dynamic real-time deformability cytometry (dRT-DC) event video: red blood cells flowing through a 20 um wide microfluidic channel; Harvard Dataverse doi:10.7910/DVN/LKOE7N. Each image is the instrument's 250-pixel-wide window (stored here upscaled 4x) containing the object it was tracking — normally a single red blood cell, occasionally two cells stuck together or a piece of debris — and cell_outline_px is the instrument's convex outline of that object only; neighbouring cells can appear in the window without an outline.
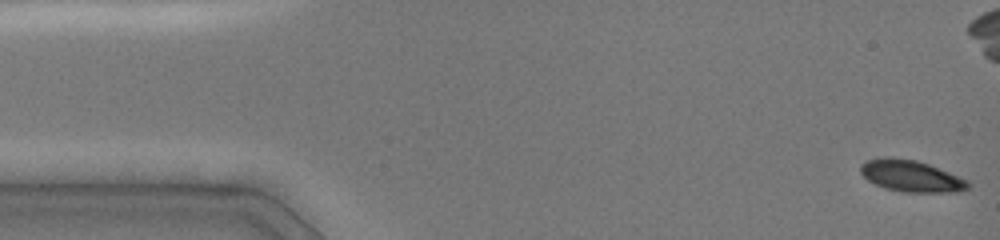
{"species": "common noctule bat (a hibernating species)", "species_latin": "Nyctalus noctula", "temperature_condition": "cold", "stored_images_in_passage": 50, "camera_frame_rate_fps": 3000, "um_per_image_px": 0.085, "animal": {"sex": "female", "body_mass_g": 19.0, "forearm_length_mm": 51.5}, "frame": {"image": 1, "passage_image": 1, "time_ms": 0.0, "image_size_px": [1000, 240], "cell_outline_px": [[972, 188], [960, 192], [904, 192], [884, 188], [868, 180], [860, 172], [860, 164], [868, 160], [888, 156], [892, 156], [916, 160], [928, 164], [968, 180], [972, 184]], "centroid_in_image_um": [77.48, 14.96], "position_along_channel_um": 7.5, "area_um2": 19.94}}
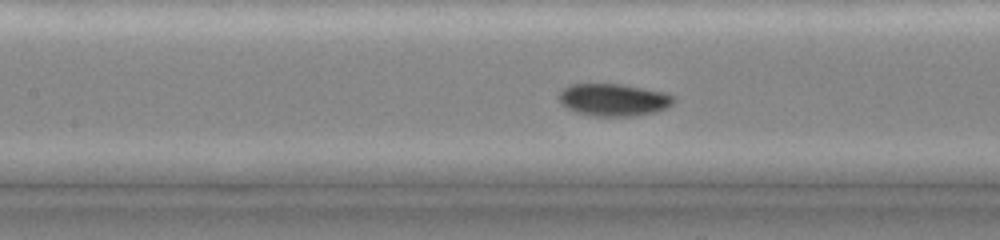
{"frame": {"image": 2, "passage_image": 32, "time_ms": 6.667, "image_size_px": [1000, 240], "cell_outline_px": [[676, 100], [672, 104], [656, 112], [636, 116], [592, 116], [576, 112], [568, 108], [560, 100], [560, 92], [564, 88], [572, 84], [620, 84], [664, 92], [676, 96]], "centroid_in_image_um": [52.2, 8.49], "position_along_channel_um": 155.2, "area_um2": 21.5}}
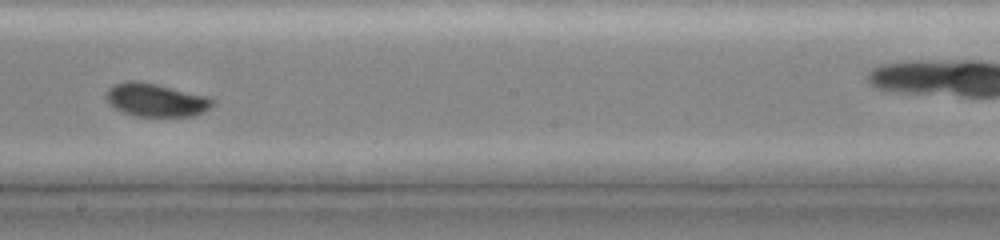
{"frame": {"image": 3, "passage_image": 45, "time_ms": 8.667, "image_size_px": [1000, 240], "cell_outline_px": [[216, 100], [204, 112], [196, 116], [136, 116], [124, 112], [108, 104], [104, 96], [108, 88], [112, 84], [124, 80], [136, 80], [156, 84], [208, 96]], "centroid_in_image_um": [13.21, 8.48], "position_along_channel_um": 235.0, "area_um2": 20.81}}